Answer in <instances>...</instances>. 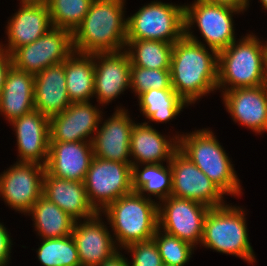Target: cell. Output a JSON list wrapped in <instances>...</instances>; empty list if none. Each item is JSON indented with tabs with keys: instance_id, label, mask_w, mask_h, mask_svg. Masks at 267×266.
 Segmentation results:
<instances>
[{
	"instance_id": "cell-1",
	"label": "cell",
	"mask_w": 267,
	"mask_h": 266,
	"mask_svg": "<svg viewBox=\"0 0 267 266\" xmlns=\"http://www.w3.org/2000/svg\"><path fill=\"white\" fill-rule=\"evenodd\" d=\"M171 86L189 105L217 91L218 52L185 35L173 46Z\"/></svg>"
},
{
	"instance_id": "cell-2",
	"label": "cell",
	"mask_w": 267,
	"mask_h": 266,
	"mask_svg": "<svg viewBox=\"0 0 267 266\" xmlns=\"http://www.w3.org/2000/svg\"><path fill=\"white\" fill-rule=\"evenodd\" d=\"M126 0H93L89 11L72 33L74 52H119L127 41Z\"/></svg>"
},
{
	"instance_id": "cell-3",
	"label": "cell",
	"mask_w": 267,
	"mask_h": 266,
	"mask_svg": "<svg viewBox=\"0 0 267 266\" xmlns=\"http://www.w3.org/2000/svg\"><path fill=\"white\" fill-rule=\"evenodd\" d=\"M255 34L249 31L218 52L217 90L220 93L264 85L267 40Z\"/></svg>"
},
{
	"instance_id": "cell-4",
	"label": "cell",
	"mask_w": 267,
	"mask_h": 266,
	"mask_svg": "<svg viewBox=\"0 0 267 266\" xmlns=\"http://www.w3.org/2000/svg\"><path fill=\"white\" fill-rule=\"evenodd\" d=\"M179 150L186 155L227 196L241 197L243 187L235 164L215 132L201 128L179 137ZM241 183V184H240Z\"/></svg>"
},
{
	"instance_id": "cell-5",
	"label": "cell",
	"mask_w": 267,
	"mask_h": 266,
	"mask_svg": "<svg viewBox=\"0 0 267 266\" xmlns=\"http://www.w3.org/2000/svg\"><path fill=\"white\" fill-rule=\"evenodd\" d=\"M236 205L226 203L210 208L204 219L203 237L199 247L239 257L251 266L257 263V258L249 239L247 211Z\"/></svg>"
},
{
	"instance_id": "cell-6",
	"label": "cell",
	"mask_w": 267,
	"mask_h": 266,
	"mask_svg": "<svg viewBox=\"0 0 267 266\" xmlns=\"http://www.w3.org/2000/svg\"><path fill=\"white\" fill-rule=\"evenodd\" d=\"M101 214L108 221L120 250L136 242L151 240L158 229V202L138 192L120 197Z\"/></svg>"
},
{
	"instance_id": "cell-7",
	"label": "cell",
	"mask_w": 267,
	"mask_h": 266,
	"mask_svg": "<svg viewBox=\"0 0 267 266\" xmlns=\"http://www.w3.org/2000/svg\"><path fill=\"white\" fill-rule=\"evenodd\" d=\"M241 13L243 14L240 10L214 4L207 0H194L190 4L184 3L185 36L220 52L238 39L235 34L236 27L233 16ZM194 29L199 31L203 42L200 40V36L194 35Z\"/></svg>"
},
{
	"instance_id": "cell-8",
	"label": "cell",
	"mask_w": 267,
	"mask_h": 266,
	"mask_svg": "<svg viewBox=\"0 0 267 266\" xmlns=\"http://www.w3.org/2000/svg\"><path fill=\"white\" fill-rule=\"evenodd\" d=\"M184 35V4L154 0L127 15V40H157L174 44Z\"/></svg>"
},
{
	"instance_id": "cell-9",
	"label": "cell",
	"mask_w": 267,
	"mask_h": 266,
	"mask_svg": "<svg viewBox=\"0 0 267 266\" xmlns=\"http://www.w3.org/2000/svg\"><path fill=\"white\" fill-rule=\"evenodd\" d=\"M84 184L89 203L101 213L110 203L133 192L132 164L93 157Z\"/></svg>"
},
{
	"instance_id": "cell-10",
	"label": "cell",
	"mask_w": 267,
	"mask_h": 266,
	"mask_svg": "<svg viewBox=\"0 0 267 266\" xmlns=\"http://www.w3.org/2000/svg\"><path fill=\"white\" fill-rule=\"evenodd\" d=\"M45 166L35 162H15L0 173V199L26 215L43 195Z\"/></svg>"
},
{
	"instance_id": "cell-11",
	"label": "cell",
	"mask_w": 267,
	"mask_h": 266,
	"mask_svg": "<svg viewBox=\"0 0 267 266\" xmlns=\"http://www.w3.org/2000/svg\"><path fill=\"white\" fill-rule=\"evenodd\" d=\"M209 210L202 203L169 196L158 203V228L197 249L202 241L204 219Z\"/></svg>"
},
{
	"instance_id": "cell-12",
	"label": "cell",
	"mask_w": 267,
	"mask_h": 266,
	"mask_svg": "<svg viewBox=\"0 0 267 266\" xmlns=\"http://www.w3.org/2000/svg\"><path fill=\"white\" fill-rule=\"evenodd\" d=\"M73 52L72 32L52 27L35 42L15 49L11 53L12 65L36 75L49 66L63 63Z\"/></svg>"
},
{
	"instance_id": "cell-13",
	"label": "cell",
	"mask_w": 267,
	"mask_h": 266,
	"mask_svg": "<svg viewBox=\"0 0 267 266\" xmlns=\"http://www.w3.org/2000/svg\"><path fill=\"white\" fill-rule=\"evenodd\" d=\"M171 196L190 199L209 208L225 205V194L179 149L170 160Z\"/></svg>"
},
{
	"instance_id": "cell-14",
	"label": "cell",
	"mask_w": 267,
	"mask_h": 266,
	"mask_svg": "<svg viewBox=\"0 0 267 266\" xmlns=\"http://www.w3.org/2000/svg\"><path fill=\"white\" fill-rule=\"evenodd\" d=\"M123 105L108 118L100 119L92 141L94 157L131 164L130 139L135 120ZM104 120V121H103Z\"/></svg>"
},
{
	"instance_id": "cell-15",
	"label": "cell",
	"mask_w": 267,
	"mask_h": 266,
	"mask_svg": "<svg viewBox=\"0 0 267 266\" xmlns=\"http://www.w3.org/2000/svg\"><path fill=\"white\" fill-rule=\"evenodd\" d=\"M91 102H73L65 111L49 118L50 142H92L105 113L100 105Z\"/></svg>"
},
{
	"instance_id": "cell-16",
	"label": "cell",
	"mask_w": 267,
	"mask_h": 266,
	"mask_svg": "<svg viewBox=\"0 0 267 266\" xmlns=\"http://www.w3.org/2000/svg\"><path fill=\"white\" fill-rule=\"evenodd\" d=\"M131 60L128 53H94V98L102 108L124 91H130Z\"/></svg>"
},
{
	"instance_id": "cell-17",
	"label": "cell",
	"mask_w": 267,
	"mask_h": 266,
	"mask_svg": "<svg viewBox=\"0 0 267 266\" xmlns=\"http://www.w3.org/2000/svg\"><path fill=\"white\" fill-rule=\"evenodd\" d=\"M20 1L17 11L6 22L5 42L0 41L9 54L15 49L35 42L51 28V18L47 3Z\"/></svg>"
},
{
	"instance_id": "cell-18",
	"label": "cell",
	"mask_w": 267,
	"mask_h": 266,
	"mask_svg": "<svg viewBox=\"0 0 267 266\" xmlns=\"http://www.w3.org/2000/svg\"><path fill=\"white\" fill-rule=\"evenodd\" d=\"M104 220V216L97 213L90 219L75 222L71 235L81 266H98L119 250L109 223Z\"/></svg>"
},
{
	"instance_id": "cell-19",
	"label": "cell",
	"mask_w": 267,
	"mask_h": 266,
	"mask_svg": "<svg viewBox=\"0 0 267 266\" xmlns=\"http://www.w3.org/2000/svg\"><path fill=\"white\" fill-rule=\"evenodd\" d=\"M221 97L235 124L250 129L255 135L267 132V89L264 85L224 91Z\"/></svg>"
},
{
	"instance_id": "cell-20",
	"label": "cell",
	"mask_w": 267,
	"mask_h": 266,
	"mask_svg": "<svg viewBox=\"0 0 267 266\" xmlns=\"http://www.w3.org/2000/svg\"><path fill=\"white\" fill-rule=\"evenodd\" d=\"M9 124L16 136V162H35L45 166L50 142L49 118L34 109Z\"/></svg>"
},
{
	"instance_id": "cell-21",
	"label": "cell",
	"mask_w": 267,
	"mask_h": 266,
	"mask_svg": "<svg viewBox=\"0 0 267 266\" xmlns=\"http://www.w3.org/2000/svg\"><path fill=\"white\" fill-rule=\"evenodd\" d=\"M164 135L144 122L134 124L130 139L132 165L168 163L179 149V137L184 132Z\"/></svg>"
},
{
	"instance_id": "cell-22",
	"label": "cell",
	"mask_w": 267,
	"mask_h": 266,
	"mask_svg": "<svg viewBox=\"0 0 267 266\" xmlns=\"http://www.w3.org/2000/svg\"><path fill=\"white\" fill-rule=\"evenodd\" d=\"M93 157L92 142H49L45 169L57 178L84 182Z\"/></svg>"
},
{
	"instance_id": "cell-23",
	"label": "cell",
	"mask_w": 267,
	"mask_h": 266,
	"mask_svg": "<svg viewBox=\"0 0 267 266\" xmlns=\"http://www.w3.org/2000/svg\"><path fill=\"white\" fill-rule=\"evenodd\" d=\"M71 105L66 89L65 61L34 75V109L51 118Z\"/></svg>"
},
{
	"instance_id": "cell-24",
	"label": "cell",
	"mask_w": 267,
	"mask_h": 266,
	"mask_svg": "<svg viewBox=\"0 0 267 266\" xmlns=\"http://www.w3.org/2000/svg\"><path fill=\"white\" fill-rule=\"evenodd\" d=\"M43 196L76 221L90 219L98 213L89 203L84 182L60 179L46 171Z\"/></svg>"
},
{
	"instance_id": "cell-25",
	"label": "cell",
	"mask_w": 267,
	"mask_h": 266,
	"mask_svg": "<svg viewBox=\"0 0 267 266\" xmlns=\"http://www.w3.org/2000/svg\"><path fill=\"white\" fill-rule=\"evenodd\" d=\"M34 110V75L13 65L8 70L0 95V116L7 123Z\"/></svg>"
},
{
	"instance_id": "cell-26",
	"label": "cell",
	"mask_w": 267,
	"mask_h": 266,
	"mask_svg": "<svg viewBox=\"0 0 267 266\" xmlns=\"http://www.w3.org/2000/svg\"><path fill=\"white\" fill-rule=\"evenodd\" d=\"M136 99L140 114L147 120L144 123L152 126V122L170 124L184 108L189 107L174 89H150L139 94Z\"/></svg>"
},
{
	"instance_id": "cell-27",
	"label": "cell",
	"mask_w": 267,
	"mask_h": 266,
	"mask_svg": "<svg viewBox=\"0 0 267 266\" xmlns=\"http://www.w3.org/2000/svg\"><path fill=\"white\" fill-rule=\"evenodd\" d=\"M33 221V227L39 238H60L72 234L76 222L68 213L43 195L26 214Z\"/></svg>"
},
{
	"instance_id": "cell-28",
	"label": "cell",
	"mask_w": 267,
	"mask_h": 266,
	"mask_svg": "<svg viewBox=\"0 0 267 266\" xmlns=\"http://www.w3.org/2000/svg\"><path fill=\"white\" fill-rule=\"evenodd\" d=\"M66 89L71 103L94 98V54L73 52L65 60Z\"/></svg>"
},
{
	"instance_id": "cell-29",
	"label": "cell",
	"mask_w": 267,
	"mask_h": 266,
	"mask_svg": "<svg viewBox=\"0 0 267 266\" xmlns=\"http://www.w3.org/2000/svg\"><path fill=\"white\" fill-rule=\"evenodd\" d=\"M132 189L133 192L158 203L171 196L170 163L132 165Z\"/></svg>"
},
{
	"instance_id": "cell-30",
	"label": "cell",
	"mask_w": 267,
	"mask_h": 266,
	"mask_svg": "<svg viewBox=\"0 0 267 266\" xmlns=\"http://www.w3.org/2000/svg\"><path fill=\"white\" fill-rule=\"evenodd\" d=\"M173 46V43L157 40H127L125 51L131 66L170 69Z\"/></svg>"
},
{
	"instance_id": "cell-31",
	"label": "cell",
	"mask_w": 267,
	"mask_h": 266,
	"mask_svg": "<svg viewBox=\"0 0 267 266\" xmlns=\"http://www.w3.org/2000/svg\"><path fill=\"white\" fill-rule=\"evenodd\" d=\"M39 241L41 245H38L35 251L41 266H81L72 235L60 238H39Z\"/></svg>"
},
{
	"instance_id": "cell-32",
	"label": "cell",
	"mask_w": 267,
	"mask_h": 266,
	"mask_svg": "<svg viewBox=\"0 0 267 266\" xmlns=\"http://www.w3.org/2000/svg\"><path fill=\"white\" fill-rule=\"evenodd\" d=\"M93 0H48L52 27L70 32L80 25Z\"/></svg>"
},
{
	"instance_id": "cell-33",
	"label": "cell",
	"mask_w": 267,
	"mask_h": 266,
	"mask_svg": "<svg viewBox=\"0 0 267 266\" xmlns=\"http://www.w3.org/2000/svg\"><path fill=\"white\" fill-rule=\"evenodd\" d=\"M152 239L158 247L165 266H185L192 259V254H195L194 250H197L190 243L170 235L159 228Z\"/></svg>"
},
{
	"instance_id": "cell-34",
	"label": "cell",
	"mask_w": 267,
	"mask_h": 266,
	"mask_svg": "<svg viewBox=\"0 0 267 266\" xmlns=\"http://www.w3.org/2000/svg\"><path fill=\"white\" fill-rule=\"evenodd\" d=\"M150 89H173L170 69L130 68V90L134 96Z\"/></svg>"
},
{
	"instance_id": "cell-35",
	"label": "cell",
	"mask_w": 267,
	"mask_h": 266,
	"mask_svg": "<svg viewBox=\"0 0 267 266\" xmlns=\"http://www.w3.org/2000/svg\"><path fill=\"white\" fill-rule=\"evenodd\" d=\"M123 250L132 257L128 259L129 266H164L153 239L130 244Z\"/></svg>"
},
{
	"instance_id": "cell-36",
	"label": "cell",
	"mask_w": 267,
	"mask_h": 266,
	"mask_svg": "<svg viewBox=\"0 0 267 266\" xmlns=\"http://www.w3.org/2000/svg\"><path fill=\"white\" fill-rule=\"evenodd\" d=\"M0 222V266H8L11 263L13 240L9 229Z\"/></svg>"
},
{
	"instance_id": "cell-37",
	"label": "cell",
	"mask_w": 267,
	"mask_h": 266,
	"mask_svg": "<svg viewBox=\"0 0 267 266\" xmlns=\"http://www.w3.org/2000/svg\"><path fill=\"white\" fill-rule=\"evenodd\" d=\"M12 66V57L0 46V95L5 84L6 75Z\"/></svg>"
},
{
	"instance_id": "cell-38",
	"label": "cell",
	"mask_w": 267,
	"mask_h": 266,
	"mask_svg": "<svg viewBox=\"0 0 267 266\" xmlns=\"http://www.w3.org/2000/svg\"><path fill=\"white\" fill-rule=\"evenodd\" d=\"M214 4L232 7L234 9L246 12L249 9L251 0H207Z\"/></svg>"
},
{
	"instance_id": "cell-39",
	"label": "cell",
	"mask_w": 267,
	"mask_h": 266,
	"mask_svg": "<svg viewBox=\"0 0 267 266\" xmlns=\"http://www.w3.org/2000/svg\"><path fill=\"white\" fill-rule=\"evenodd\" d=\"M120 249L98 266H129L128 257Z\"/></svg>"
},
{
	"instance_id": "cell-40",
	"label": "cell",
	"mask_w": 267,
	"mask_h": 266,
	"mask_svg": "<svg viewBox=\"0 0 267 266\" xmlns=\"http://www.w3.org/2000/svg\"><path fill=\"white\" fill-rule=\"evenodd\" d=\"M264 87L267 89V53L265 58V80H264Z\"/></svg>"
},
{
	"instance_id": "cell-41",
	"label": "cell",
	"mask_w": 267,
	"mask_h": 266,
	"mask_svg": "<svg viewBox=\"0 0 267 266\" xmlns=\"http://www.w3.org/2000/svg\"><path fill=\"white\" fill-rule=\"evenodd\" d=\"M258 3H261V7L262 9L266 10L267 11V0H259Z\"/></svg>"
},
{
	"instance_id": "cell-42",
	"label": "cell",
	"mask_w": 267,
	"mask_h": 266,
	"mask_svg": "<svg viewBox=\"0 0 267 266\" xmlns=\"http://www.w3.org/2000/svg\"><path fill=\"white\" fill-rule=\"evenodd\" d=\"M27 2H39V3H46L48 0H23Z\"/></svg>"
}]
</instances>
